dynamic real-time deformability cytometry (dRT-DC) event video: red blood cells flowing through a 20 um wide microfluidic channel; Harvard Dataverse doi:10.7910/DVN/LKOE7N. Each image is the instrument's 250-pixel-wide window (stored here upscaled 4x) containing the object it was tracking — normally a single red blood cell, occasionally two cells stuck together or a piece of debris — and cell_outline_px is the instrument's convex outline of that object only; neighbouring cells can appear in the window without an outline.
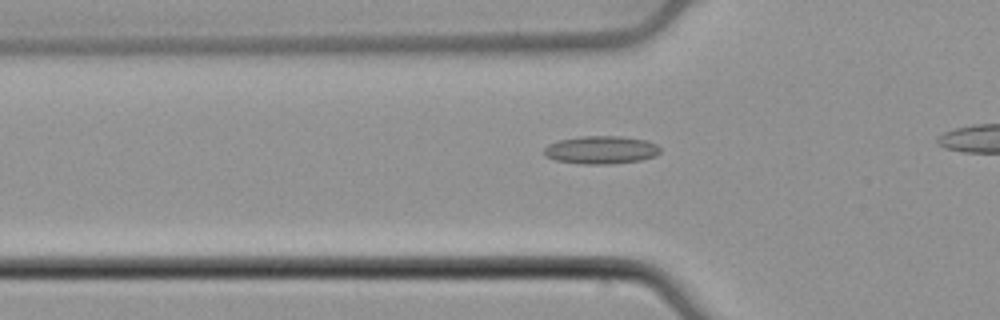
{"species": "common noctule bat (a hibernating species)", "species_latin": "Nyctalus noctula", "temperature_condition": "cold", "stored_images_in_passage": 34, "camera_frame_rate_fps": 3000, "um_per_image_px": 0.085, "animal": {"sex": "male", "body_mass_g": 21.5, "forearm_length_mm": 52.0}, "frame": {"image": 1, "passage_image": 9, "time_ms": 2.667, "image_size_px": [1000, 320], "cell_outline_px": [[660, 152], [656, 156], [640, 160], [612, 164], [584, 164], [556, 160], [544, 156], [544, 148], [548, 144], [560, 140], [580, 136], [620, 136], [644, 140], [656, 144], [660, 148]], "centroid_in_image_um": [51.08, 12.74], "position_along_channel_um": 74.7, "area_um2": 18.9}}
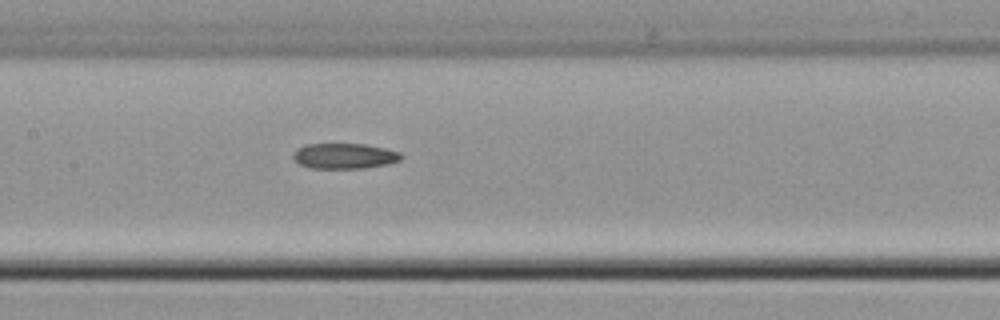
{"frame": {"image": 2, "passage_image": 17, "time_ms": 5.333, "image_size_px": [1000, 320], "cell_outline_px": [[404, 156], [400, 160], [388, 164], [364, 168], [308, 168], [300, 164], [292, 156], [296, 148], [304, 144], [364, 144], [384, 148], [400, 152]], "centroid_in_image_um": [29.27, 13.26], "position_along_channel_um": 178.1, "area_um2": 16.07}}
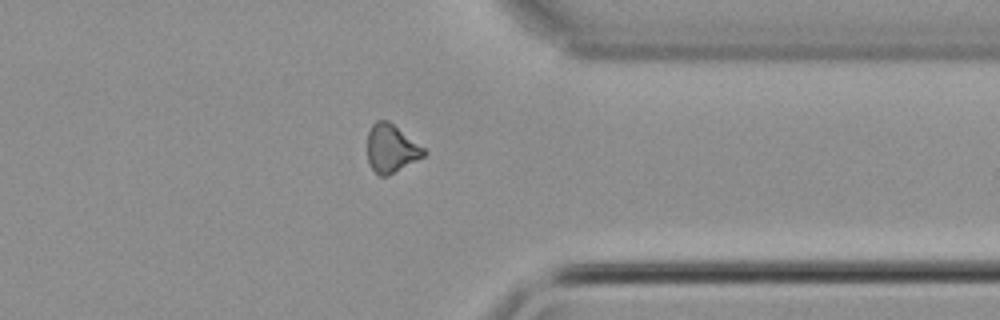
{"frame": {"image": 3, "passage_image": 33, "time_ms": 10.667, "image_size_px": [1000, 320], "cell_outline_px": [[428, 152], [424, 156], [388, 176], [380, 176], [372, 168], [368, 160], [368, 132], [372, 124], [376, 120], [388, 120], [424, 148]], "centroid_in_image_um": [33.25, 12.62], "position_along_channel_um": 378.1, "area_um2": 15.66}}